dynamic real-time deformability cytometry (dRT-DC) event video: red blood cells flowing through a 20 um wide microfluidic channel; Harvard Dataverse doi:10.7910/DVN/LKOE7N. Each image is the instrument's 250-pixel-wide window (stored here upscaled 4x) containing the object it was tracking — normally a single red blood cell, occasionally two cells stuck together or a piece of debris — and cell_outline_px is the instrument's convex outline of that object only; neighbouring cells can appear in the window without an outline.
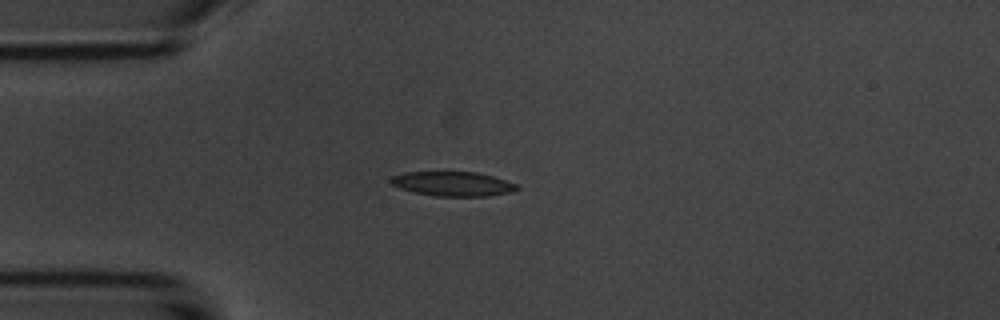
{"species": "common noctule bat (a hibernating species)", "species_latin": "Nyctalus noctula", "temperature_condition": "room temperature", "stored_images_in_passage": 7, "camera_frame_rate_fps": 3000, "um_per_image_px": 0.085, "animal": {"sex": "male", "body_mass_g": 20.1, "forearm_length_mm": 53.5}, "frame": {"image": 1, "passage_image": 3, "time_ms": 2.333, "image_size_px": [1000, 320], "cell_outline_px": [[520, 188], [512, 192], [488, 196], [436, 196], [416, 192], [400, 188], [392, 184], [388, 180], [392, 176], [404, 172], [476, 172], [492, 176], [516, 184]], "centroid_in_image_um": [38.48, 15.62], "position_along_channel_um": 46.5, "area_um2": 17.86}}
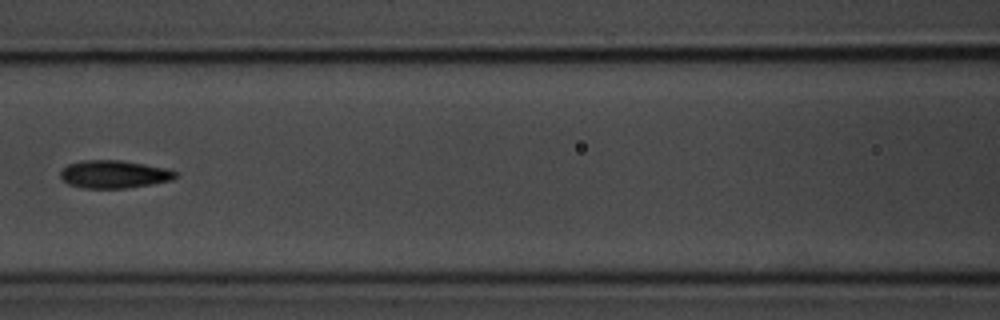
{"frame": {"image": 2, "passage_image": 6, "time_ms": 5.667, "image_size_px": [1000, 320], "cell_outline_px": [[180, 176], [172, 180], [152, 184], [124, 188], [84, 188], [68, 184], [60, 176], [60, 172], [68, 164], [84, 160], [120, 160], [168, 168], [176, 172]], "centroid_in_image_um": [9.73, 14.81], "position_along_channel_um": 156.9, "area_um2": 18.67}}
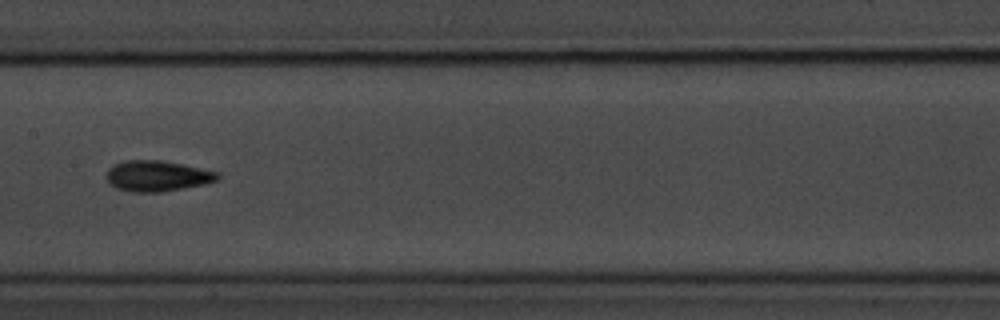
{"frame": {"image": 3, "passage_image": 7, "time_ms": 6.667, "image_size_px": [1000, 320], "cell_outline_px": [[220, 180], [204, 184], [184, 188], [160, 192], [132, 192], [116, 188], [108, 180], [108, 168], [124, 160], [160, 160], [220, 172]], "centroid_in_image_um": [13.41, 14.96], "position_along_channel_um": 194.0, "area_um2": 19.77}}